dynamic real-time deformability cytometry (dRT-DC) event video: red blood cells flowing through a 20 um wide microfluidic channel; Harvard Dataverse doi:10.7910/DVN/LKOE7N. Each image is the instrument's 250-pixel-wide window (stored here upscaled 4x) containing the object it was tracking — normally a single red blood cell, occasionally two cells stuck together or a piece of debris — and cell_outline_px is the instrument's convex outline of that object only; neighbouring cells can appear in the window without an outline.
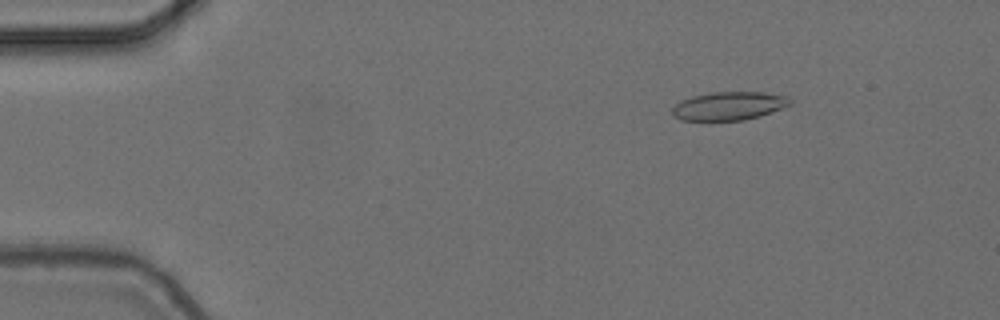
{"species": "common noctule bat (a hibernating species)", "species_latin": "Nyctalus noctula", "temperature_condition": "cold", "stored_images_in_passage": 56, "camera_frame_rate_fps": 3000, "um_per_image_px": 0.085, "animal": {"sex": "female", "body_mass_g": 24.6, "forearm_length_mm": 56.2}, "frame": {"image": 1, "passage_image": 8, "time_ms": 2.333, "image_size_px": [1000, 320], "cell_outline_px": [[792, 104], [772, 112], [760, 116], [744, 120], [680, 120], [672, 116], [672, 108], [680, 100], [692, 96], [712, 92], [764, 92], [788, 96], [792, 100]], "centroid_in_image_um": [61.97, 9.0], "position_along_channel_um": 23.0, "area_um2": 19.65}}
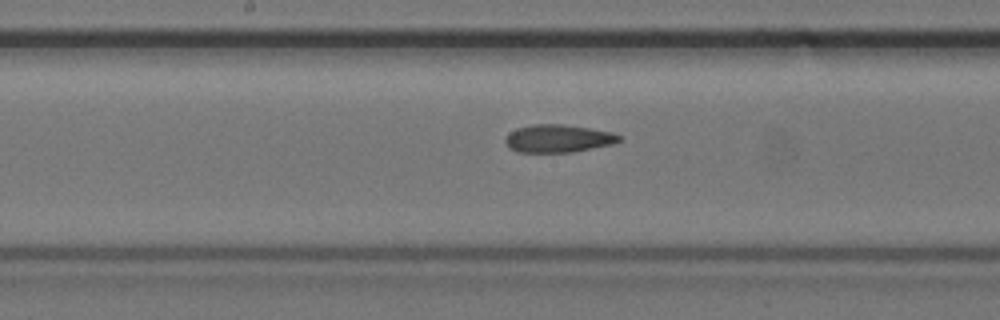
{"frame": {"image": 2, "passage_image": 29, "time_ms": 9.333, "image_size_px": [1000, 320], "cell_outline_px": [[620, 140], [612, 144], [572, 152], [516, 152], [508, 148], [504, 140], [516, 128], [532, 124], [560, 124], [588, 128], [612, 132], [620, 136]], "centroid_in_image_um": [47.41, 11.78], "position_along_channel_um": 200.8, "area_um2": 18.26}}
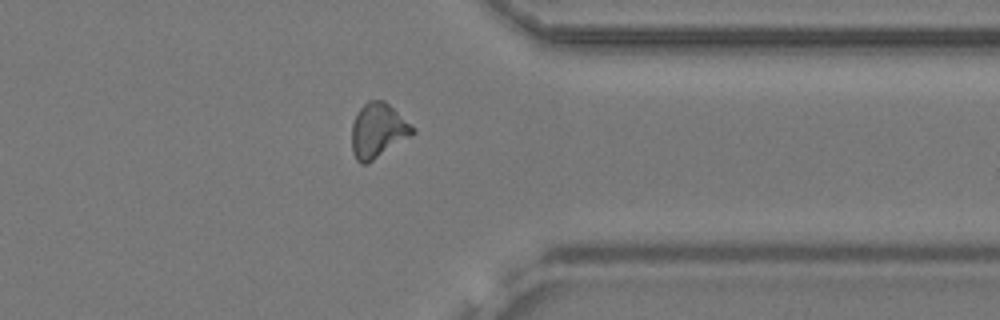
{"frame": {"image": 3, "passage_image": 44, "time_ms": 14.333, "image_size_px": [1000, 320], "cell_outline_px": [[416, 132], [412, 136], [368, 164], [360, 164], [356, 160], [352, 152], [352, 124], [360, 108], [368, 100], [384, 100], [416, 128]], "centroid_in_image_um": [32.14, 11.12], "position_along_channel_um": 379.3, "area_um2": 19.59}, "authors_computed_cell_mechanics": {"area_um2": 18.9873, "velocity_mm_per_s": 3.7125, "shape_relaxation_time_tau1_ms": null, "shape_relaxation_time_tau2_ms": 6.3238, "deformation_change_tau1": null, "deformation_change_tau2": 0.1553}}